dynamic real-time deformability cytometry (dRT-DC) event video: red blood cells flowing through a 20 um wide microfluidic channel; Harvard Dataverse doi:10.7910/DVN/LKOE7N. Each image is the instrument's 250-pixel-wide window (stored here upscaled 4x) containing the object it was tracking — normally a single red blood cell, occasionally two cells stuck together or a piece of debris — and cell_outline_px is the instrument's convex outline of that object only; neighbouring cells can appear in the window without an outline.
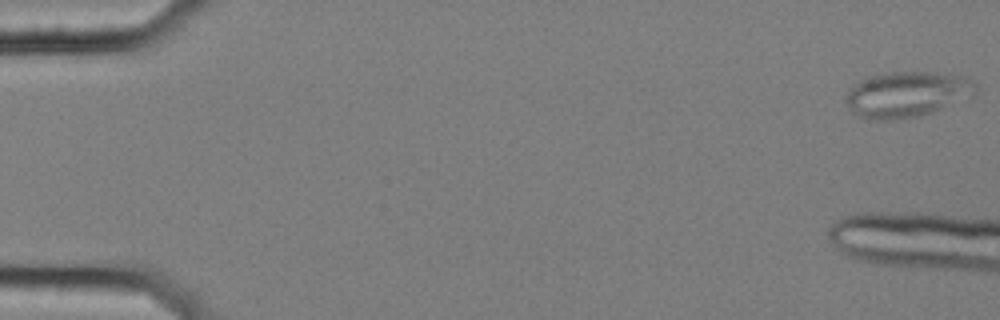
{"species": "common noctule bat (a hibernating species)", "species_latin": "Nyctalus noctula", "temperature_condition": "cold", "stored_images_in_passage": 6, "camera_frame_rate_fps": 3000, "um_per_image_px": 0.085, "animal": {"sex": "female", "body_mass_g": 25.1}, "frame": {"image": 1, "passage_image": 1, "time_ms": 0.0, "image_size_px": [1000, 320], "cell_outline_px": [[976, 92], [932, 112], [920, 116], [892, 120], [876, 120], [860, 116], [852, 112], [848, 108], [844, 100], [852, 84], [868, 76], [884, 72], [936, 72], [968, 76], [976, 84]], "centroid_in_image_um": [77.03, 7.99], "position_along_channel_um": 8.0, "area_um2": 34.56}}